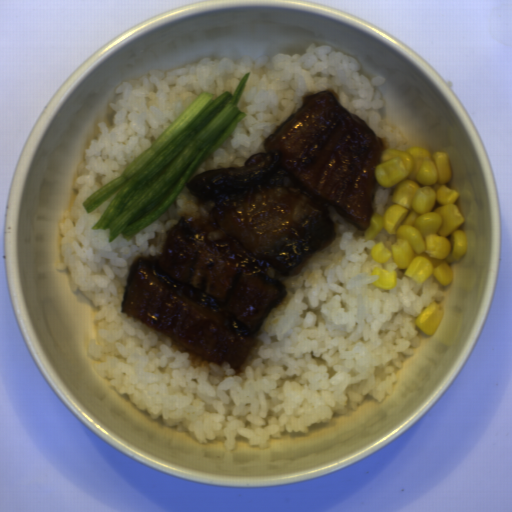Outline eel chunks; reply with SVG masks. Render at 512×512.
<instances>
[{
    "label": "eel chunks",
    "instance_id": "1",
    "mask_svg": "<svg viewBox=\"0 0 512 512\" xmlns=\"http://www.w3.org/2000/svg\"><path fill=\"white\" fill-rule=\"evenodd\" d=\"M240 168L210 170L186 188L214 201L213 225L178 220L160 253L129 267L122 313L194 354L238 370L256 333L288 296L268 271L289 276L332 243L329 207L360 231L370 226L373 170L386 145L329 90L304 96Z\"/></svg>",
    "mask_w": 512,
    "mask_h": 512
}]
</instances>
